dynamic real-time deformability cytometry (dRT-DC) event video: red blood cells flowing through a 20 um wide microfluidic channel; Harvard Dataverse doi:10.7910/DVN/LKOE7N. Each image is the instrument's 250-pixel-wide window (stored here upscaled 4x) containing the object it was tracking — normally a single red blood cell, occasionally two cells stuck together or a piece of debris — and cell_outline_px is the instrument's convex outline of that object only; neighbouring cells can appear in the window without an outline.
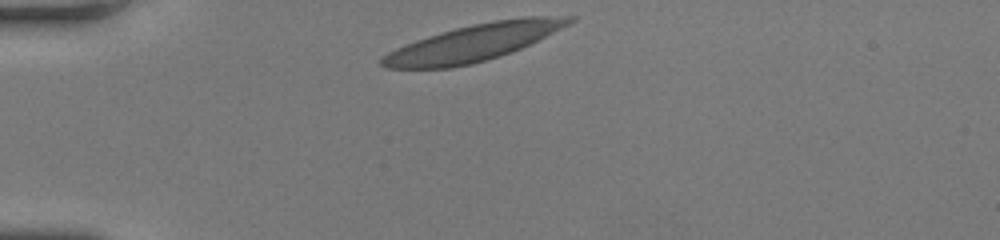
{"species": "human", "species_latin": "Homo sapiens", "temperature_condition": "room temperature", "stored_images_in_passage": 33, "camera_frame_rate_fps": 3000, "um_per_image_px": 0.085, "donor": {"sex": "female"}, "frame": {"image": 1, "passage_image": 1, "time_ms": 0.0, "image_size_px": [1000, 240], "cell_outline_px": [[576, 20], [512, 52], [500, 56], [472, 64], [452, 68], [388, 68], [380, 64], [380, 56], [404, 44], [440, 32], [472, 24], [496, 20], [524, 16], [576, 16]], "centroid_in_image_um": [40.2, 3.63], "position_along_channel_um": 44.8, "area_um2": 39.77}}
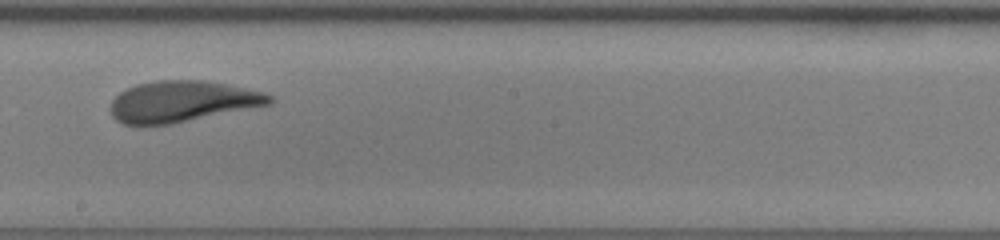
{"frame": {"image": 2, "passage_image": 19, "time_ms": 6.0, "image_size_px": [1000, 240], "cell_outline_px": [[276, 100], [272, 104], [172, 124], [144, 128], [124, 124], [116, 120], [112, 116], [108, 108], [112, 100], [120, 92], [136, 84], [156, 80], [204, 80], [264, 92], [276, 96]], "centroid_in_image_um": [15.45, 8.66], "position_along_channel_um": 232.7, "area_um2": 38.96}}
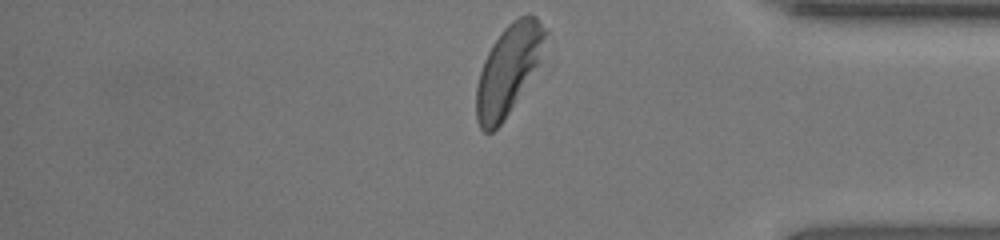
{"frame": {"image": 3, "passage_image": 33, "time_ms": 10.667, "image_size_px": [1000, 240], "cell_outline_px": [[548, 32], [536, 64], [504, 120], [492, 132], [484, 132], [480, 128], [476, 120], [476, 88], [480, 72], [484, 60], [492, 44], [504, 28], [512, 20], [528, 12], [536, 16]], "centroid_in_image_um": [43.16, 5.89], "position_along_channel_um": 392.0, "area_um2": 34.85}, "authors_computed_cell_mechanics": {"area_um2": 38.8416, "velocity_mm_per_s": 3.7425, "shape_relaxation_time_tau1_ms": 2.7468, "shape_relaxation_time_tau2_ms": 1.6255, "deformation_change_tau1": 0.1625, "deformation_change_tau2": 0.0823}}